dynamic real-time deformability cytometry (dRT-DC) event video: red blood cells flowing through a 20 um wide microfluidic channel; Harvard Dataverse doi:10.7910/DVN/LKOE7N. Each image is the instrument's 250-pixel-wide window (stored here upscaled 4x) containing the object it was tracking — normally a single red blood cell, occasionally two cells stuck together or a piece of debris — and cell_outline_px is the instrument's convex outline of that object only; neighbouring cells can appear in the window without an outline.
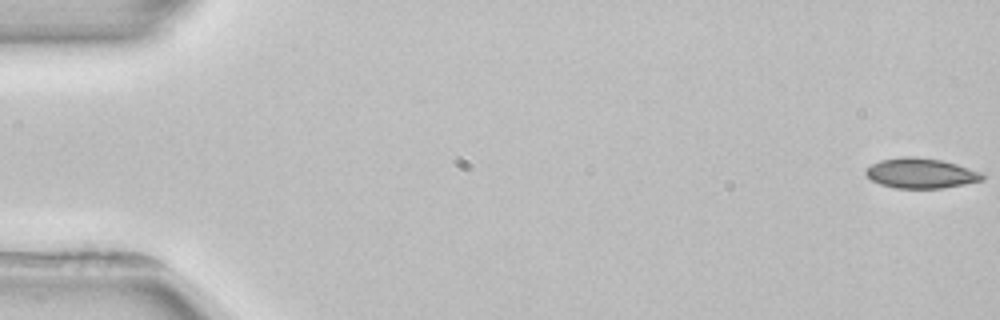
{"species": "common noctule bat (a hibernating species)", "species_latin": "Nyctalus noctula", "temperature_condition": "room temperature", "stored_images_in_passage": 5, "camera_frame_rate_fps": 3000, "um_per_image_px": 0.085, "animal": {"sex": "female", "body_mass_g": 22.7, "forearm_length_mm": 54.2}, "frame": {"image": 1, "passage_image": 1, "time_ms": 0.0, "image_size_px": [1000, 320], "cell_outline_px": [[984, 180], [964, 184], [940, 188], [896, 188], [880, 184], [872, 180], [864, 172], [864, 168], [880, 160], [900, 156], [916, 156], [940, 160], [956, 164], [980, 172], [984, 176]], "centroid_in_image_um": [78.23, 14.71], "position_along_channel_um": 6.8, "area_um2": 20.4}}
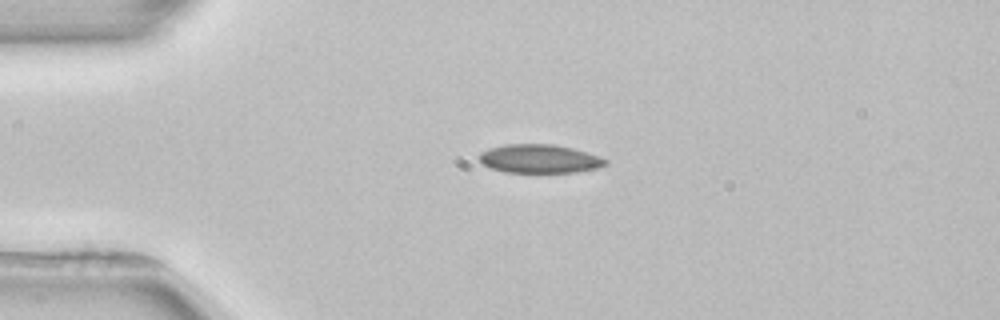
{"frame": {"image": 2, "passage_image": 4, "time_ms": 4.0, "image_size_px": [1000, 320], "cell_outline_px": [[608, 164], [600, 168], [576, 172], [504, 172], [492, 168], [484, 164], [480, 160], [480, 152], [488, 148], [504, 144], [552, 144], [572, 148], [600, 156], [608, 160]], "centroid_in_image_um": [45.89, 13.49], "position_along_channel_um": 39.1, "area_um2": 21.1}}